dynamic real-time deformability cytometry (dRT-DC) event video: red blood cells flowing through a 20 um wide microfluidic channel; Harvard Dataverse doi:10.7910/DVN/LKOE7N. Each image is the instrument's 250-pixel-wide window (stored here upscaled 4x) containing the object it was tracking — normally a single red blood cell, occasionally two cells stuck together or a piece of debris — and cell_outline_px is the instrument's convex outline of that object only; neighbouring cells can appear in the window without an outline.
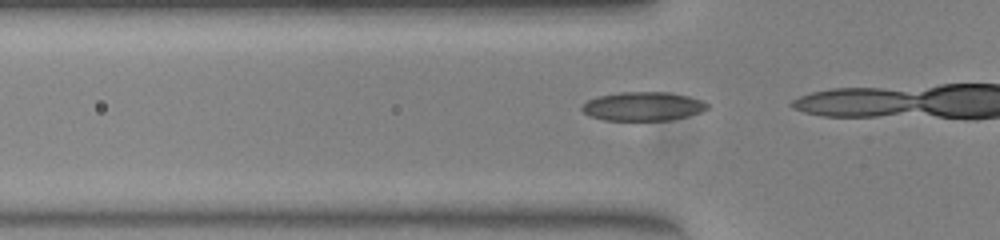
{"species": "common noctule bat (a hibernating species)", "species_latin": "Nyctalus noctula", "temperature_condition": "warm", "stored_images_in_passage": 3, "camera_frame_rate_fps": 3000, "um_per_image_px": 0.085, "animal": {"sex": "female", "body_mass_g": 23.0, "forearm_length_mm": 53.4}, "frame": {"image": 1, "passage_image": 2, "time_ms": 0.333, "image_size_px": [1000, 240], "cell_outline_px": [[708, 108], [700, 112], [688, 116], [672, 120], [604, 120], [592, 116], [584, 112], [580, 108], [588, 100], [596, 96], [620, 92], [668, 92], [688, 96], [700, 100], [708, 104]], "centroid_in_image_um": [54.65, 9.03], "position_along_channel_um": 71.2, "area_um2": 20.98}}